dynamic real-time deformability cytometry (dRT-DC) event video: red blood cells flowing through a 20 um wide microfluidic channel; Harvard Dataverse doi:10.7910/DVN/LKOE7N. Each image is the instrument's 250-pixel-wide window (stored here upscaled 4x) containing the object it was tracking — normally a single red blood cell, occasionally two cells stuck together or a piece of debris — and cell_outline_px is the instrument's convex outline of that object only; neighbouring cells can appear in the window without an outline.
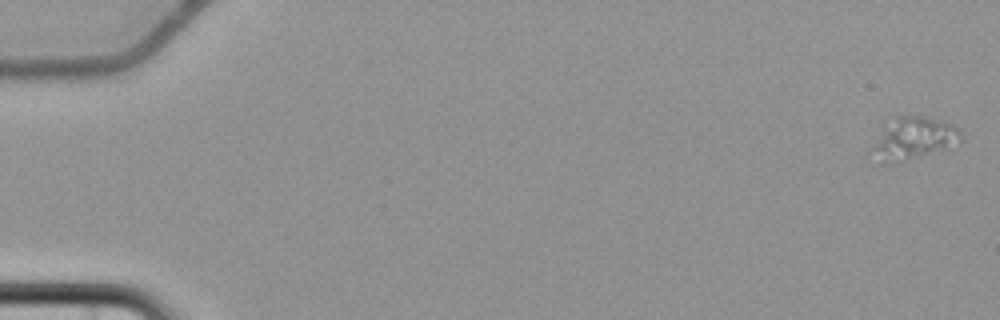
{"species": "common noctule bat (a hibernating species)", "species_latin": "Nyctalus noctula", "temperature_condition": "cold", "stored_images_in_passage": 6, "camera_frame_rate_fps": 3000, "um_per_image_px": 0.085, "animal": {"sex": "female", "body_mass_g": 22.7, "forearm_length_mm": 54.2}, "frame": {"image": 1, "passage_image": 1, "time_ms": 0.0, "image_size_px": [1000, 320], "cell_outline_px": [[964, 140], [944, 148], [920, 156], [892, 164], [888, 164], [868, 152], [868, 148], [892, 116], [924, 116], [940, 120], [952, 124], [960, 128]], "centroid_in_image_um": [77.61, 11.75], "position_along_channel_um": 7.4, "area_um2": 22.02}}
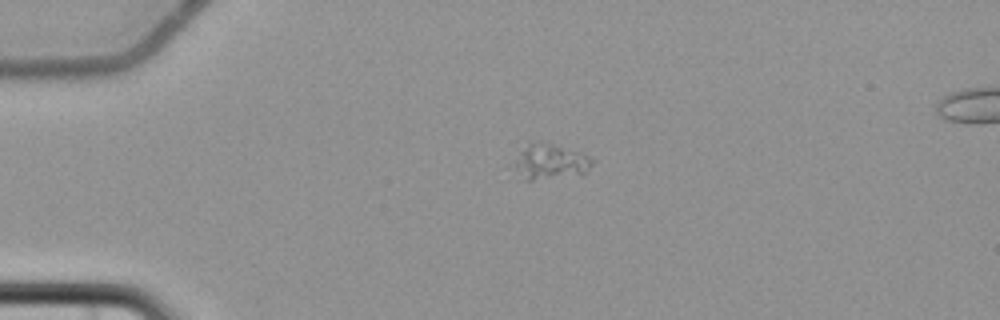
{"frame": {"image": 2, "passage_image": 4, "time_ms": 4.667, "image_size_px": [1000, 320], "cell_outline_px": [[596, 160], [584, 172], [532, 180], [528, 180], [516, 168], [516, 164], [520, 152], [528, 144], [552, 144], [588, 156]], "centroid_in_image_um": [46.81, 13.74], "position_along_channel_um": 38.2, "area_um2": 14.57}}